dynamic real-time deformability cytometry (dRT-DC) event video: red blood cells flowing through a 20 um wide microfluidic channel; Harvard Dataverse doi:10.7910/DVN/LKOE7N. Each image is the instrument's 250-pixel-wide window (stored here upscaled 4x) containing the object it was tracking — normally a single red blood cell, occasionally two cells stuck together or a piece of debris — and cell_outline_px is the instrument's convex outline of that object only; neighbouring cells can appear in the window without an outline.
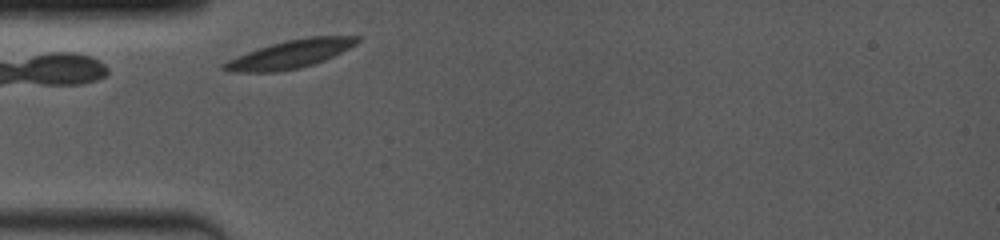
{"species": "common noctule bat (a hibernating species)", "species_latin": "Nyctalus noctula", "temperature_condition": "room temperature", "stored_images_in_passage": 2, "camera_frame_rate_fps": 4000, "um_per_image_px": 0.085, "animal": {"sex": "female", "body_mass_g": 19.0, "forearm_length_mm": 53.3}, "frame": {"image": 1, "passage_image": 1, "time_ms": 0.0, "image_size_px": [1000, 240], "cell_outline_px": [[360, 40], [356, 44], [324, 60], [300, 68], [276, 72], [232, 72], [220, 68], [220, 64], [236, 56], [284, 40], [308, 36], [360, 36]], "centroid_in_image_um": [24.64, 4.6], "position_along_channel_um": 60.4, "area_um2": 21.73}}